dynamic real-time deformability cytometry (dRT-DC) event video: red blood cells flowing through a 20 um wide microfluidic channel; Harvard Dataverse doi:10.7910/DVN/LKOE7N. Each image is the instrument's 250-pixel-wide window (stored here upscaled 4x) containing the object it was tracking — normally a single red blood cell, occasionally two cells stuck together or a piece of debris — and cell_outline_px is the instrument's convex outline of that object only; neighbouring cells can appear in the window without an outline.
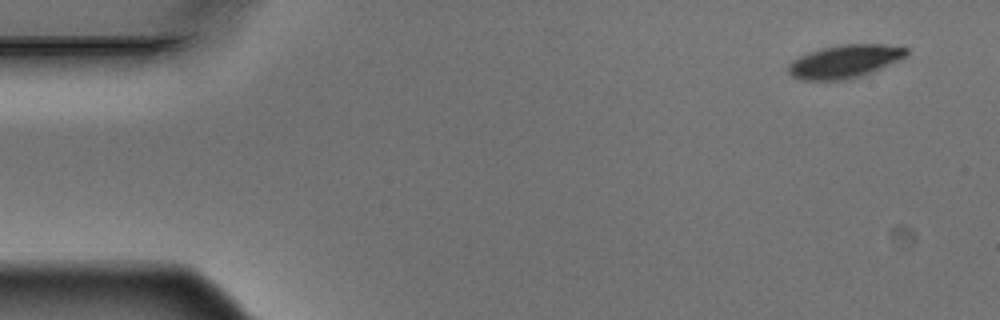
{"species": "Egyptian fruit bat (a non-hibernating species)", "species_latin": "Rousettus aegyptiacus", "temperature_condition": "warm", "stored_images_in_passage": 5, "camera_frame_rate_fps": 3000, "um_per_image_px": 0.085, "animal": {"sex": "male"}, "frame": {"image": 1, "passage_image": 1, "time_ms": 0.0, "image_size_px": [1000, 320], "cell_outline_px": [[908, 56], [900, 60], [872, 72], [848, 80], [800, 80], [792, 76], [788, 72], [788, 64], [792, 60], [800, 56], [820, 48], [844, 44], [884, 44], [908, 48]], "centroid_in_image_um": [71.81, 5.22], "position_along_channel_um": 13.2, "area_um2": 22.95}}
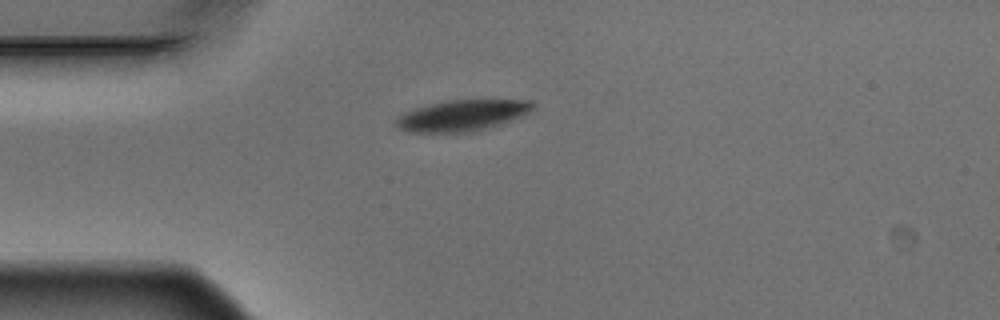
{"frame": {"image": 2, "passage_image": 4, "time_ms": 1.0, "image_size_px": [1000, 320], "cell_outline_px": [[536, 104], [528, 112], [520, 116], [500, 124], [464, 132], [416, 132], [400, 128], [396, 124], [396, 120], [404, 112], [416, 108], [432, 104], [452, 100], [528, 100]], "centroid_in_image_um": [39.3, 9.8], "position_along_channel_um": 45.7, "area_um2": 23.87}}
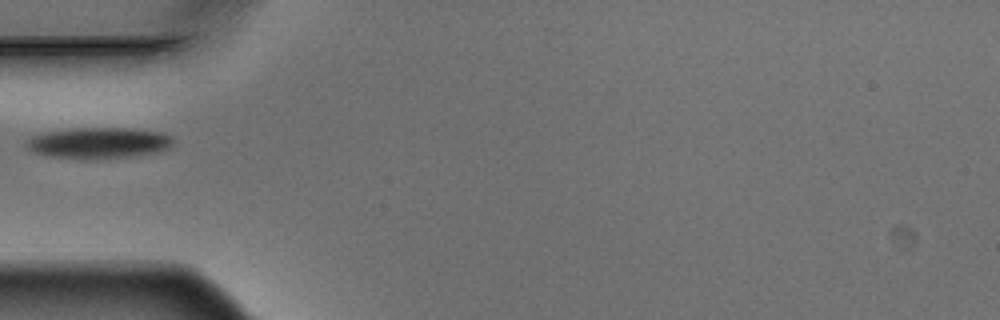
{"frame": {"image": 3, "passage_image": 5, "time_ms": 1.333, "image_size_px": [1000, 320], "cell_outline_px": [[172, 144], [168, 148], [156, 152], [132, 156], [100, 160], [96, 160], [52, 156], [32, 152], [24, 144], [32, 136], [48, 132], [76, 128], [124, 128], [160, 132], [172, 136]], "centroid_in_image_um": [8.39, 12.16], "position_along_channel_um": 76.6, "area_um2": 26.41}}